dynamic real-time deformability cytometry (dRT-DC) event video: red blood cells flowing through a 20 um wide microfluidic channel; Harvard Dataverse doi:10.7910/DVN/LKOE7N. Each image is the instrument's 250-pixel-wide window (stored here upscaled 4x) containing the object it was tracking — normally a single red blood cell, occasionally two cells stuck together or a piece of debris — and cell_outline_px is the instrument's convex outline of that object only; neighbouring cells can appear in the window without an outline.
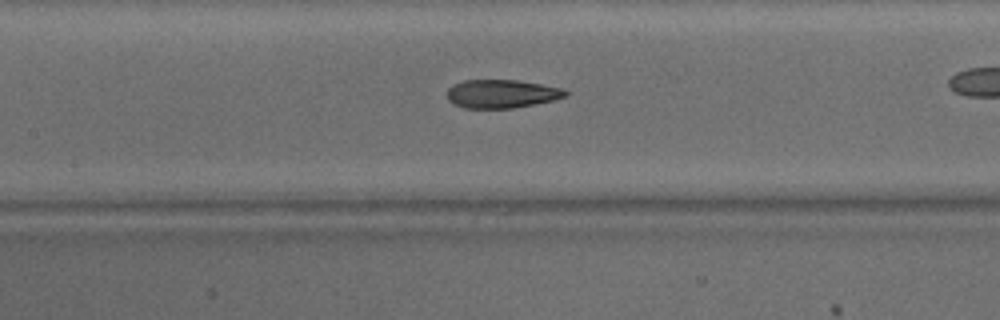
{"species": "common noctule bat (a hibernating species)", "species_latin": "Nyctalus noctula", "temperature_condition": "warm", "stored_images_in_passage": 38, "camera_frame_rate_fps": 3000, "um_per_image_px": 0.085, "animal": {"sex": "male", "body_mass_g": 15.6}, "frame": {"image": 1, "passage_image": 22, "time_ms": 7.0, "image_size_px": [1000, 320], "cell_outline_px": [[568, 96], [552, 100], [512, 108], [464, 108], [452, 104], [448, 100], [448, 88], [452, 84], [464, 80], [516, 80], [540, 84], [560, 88], [568, 92]], "centroid_in_image_um": [42.59, 7.97], "position_along_channel_um": 164.8, "area_um2": 19.48}}